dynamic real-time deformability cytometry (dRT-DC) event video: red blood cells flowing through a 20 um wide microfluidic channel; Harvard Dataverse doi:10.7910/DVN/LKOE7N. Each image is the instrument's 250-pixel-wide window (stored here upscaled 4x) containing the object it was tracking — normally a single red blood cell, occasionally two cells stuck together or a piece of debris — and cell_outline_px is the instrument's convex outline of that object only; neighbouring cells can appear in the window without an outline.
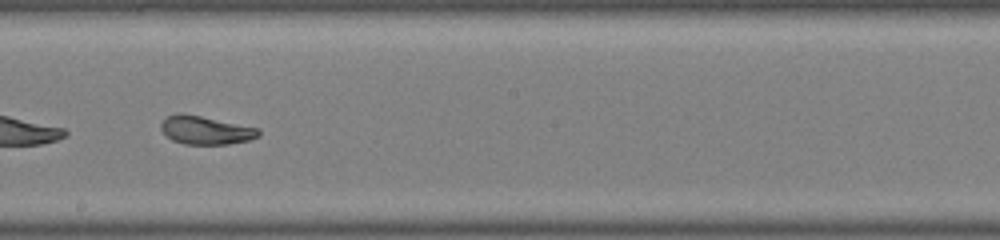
{"species": "common noctule bat (a hibernating species)", "species_latin": "Nyctalus noctula", "temperature_condition": "warm", "stored_images_in_passage": 34, "camera_frame_rate_fps": 3000, "um_per_image_px": 0.085, "animal": {"sex": "male", "body_mass_g": 19.0, "forearm_length_mm": 50.8}, "frame": {"image": 1, "passage_image": 15, "time_ms": 4.667, "image_size_px": [1000, 240], "cell_outline_px": [[260, 136], [248, 140], [228, 144], [184, 144], [172, 140], [160, 128], [160, 124], [168, 116], [176, 112], [180, 112], [260, 128]], "centroid_in_image_um": [17.49, 11.06], "position_along_channel_um": 230.7, "area_um2": 16.07}, "authors_computed_cell_mechanics": {"area_um2": 17.051, "velocity_mm_per_s": 4.0694, "shape_relaxation_time_tau1_ms": 7.9992, "shape_relaxation_time_tau2_ms": 1.1214, "deformation_change_tau1": 0.2585, "deformation_change_tau2": 0.0598}}